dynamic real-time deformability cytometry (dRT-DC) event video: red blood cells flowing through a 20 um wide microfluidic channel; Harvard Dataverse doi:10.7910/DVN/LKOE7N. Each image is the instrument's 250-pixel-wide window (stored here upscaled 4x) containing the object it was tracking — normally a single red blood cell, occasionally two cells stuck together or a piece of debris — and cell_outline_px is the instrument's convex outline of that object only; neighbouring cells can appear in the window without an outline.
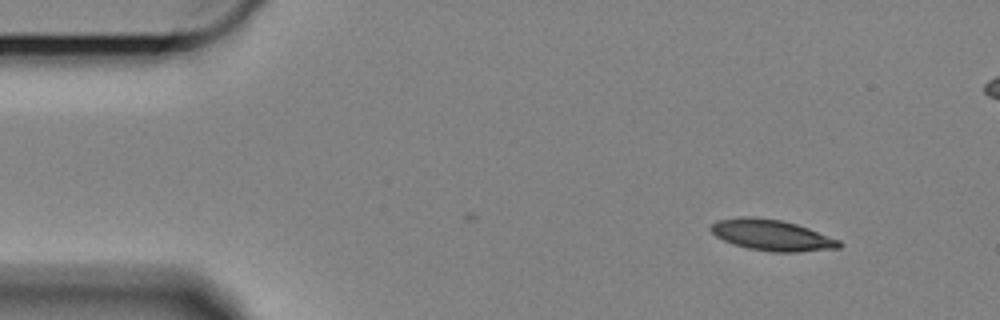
{"species": "Egyptian fruit bat (a non-hibernating species)", "species_latin": "Rousettus aegyptiacus", "temperature_condition": "cold", "stored_images_in_passage": 43, "camera_frame_rate_fps": 3000, "um_per_image_px": 0.085, "animal": {"sex": "female"}, "frame": {"image": 1, "passage_image": 1, "time_ms": 0.0, "image_size_px": [1000, 320], "cell_outline_px": [[844, 244], [840, 248], [800, 252], [772, 252], [748, 248], [732, 244], [716, 236], [708, 228], [716, 220], [744, 216], [752, 216], [780, 220], [796, 224], [808, 228], [840, 240]], "centroid_in_image_um": [65.61, 19.99], "position_along_channel_um": 19.4, "area_um2": 23.29}}
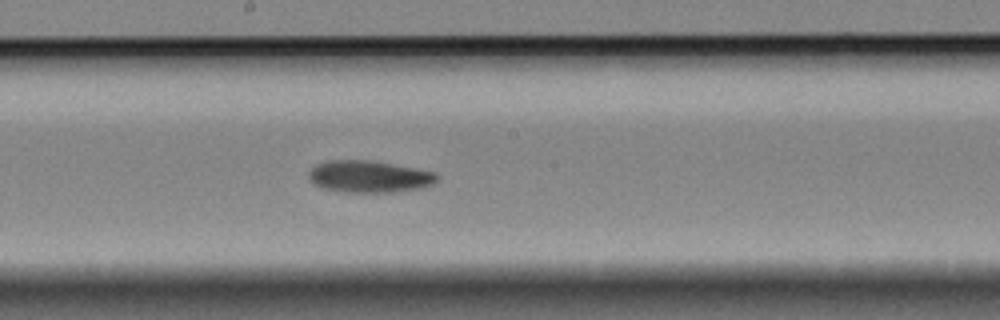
{"frame": {"image": 2, "passage_image": 26, "time_ms": 8.333, "image_size_px": [1000, 320], "cell_outline_px": [[440, 176], [432, 184], [424, 188], [400, 192], [344, 192], [324, 188], [312, 184], [308, 180], [308, 172], [316, 164], [328, 160], [368, 160], [392, 164], [436, 172]], "centroid_in_image_um": [31.37, 15.02], "position_along_channel_um": 216.8, "area_um2": 24.1}}
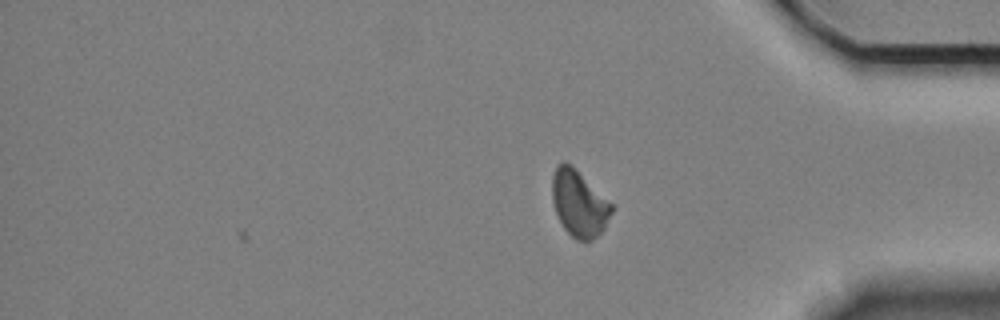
{"frame": {"image": 3, "passage_image": 43, "time_ms": 14.0, "image_size_px": [1000, 320], "cell_outline_px": [[612, 212], [604, 228], [588, 244], [576, 240], [564, 228], [556, 212], [552, 200], [552, 176], [556, 168], [564, 160], [612, 204]], "centroid_in_image_um": [49.2, 17.36], "position_along_channel_um": 386.0, "area_um2": 22.37}, "authors_computed_cell_mechanics": {"area_um2": 23.6402, "velocity_mm_per_s": 3.29, "shape_relaxation_time_tau1_ms": 6.3883, "shape_relaxation_time_tau2_ms": null, "deformation_change_tau1": 0.1525, "deformation_change_tau2": null}}